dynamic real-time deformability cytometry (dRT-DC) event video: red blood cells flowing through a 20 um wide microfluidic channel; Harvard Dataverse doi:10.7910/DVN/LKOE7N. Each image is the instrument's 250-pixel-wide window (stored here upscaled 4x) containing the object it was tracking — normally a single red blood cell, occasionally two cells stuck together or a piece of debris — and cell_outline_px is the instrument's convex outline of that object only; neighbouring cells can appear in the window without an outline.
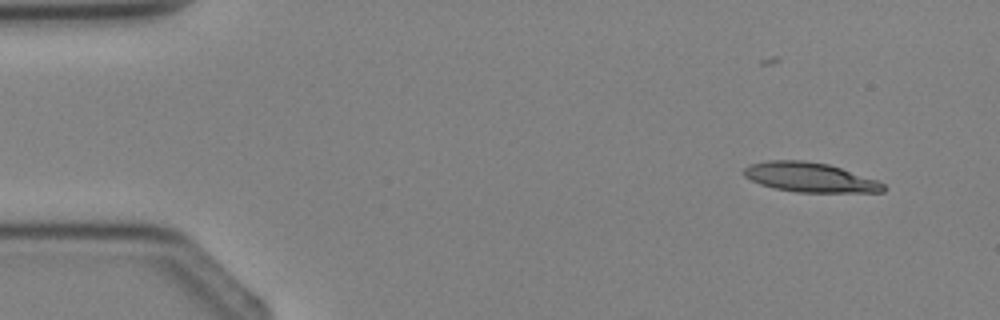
{"species": "Egyptian fruit bat (a non-hibernating species)", "species_latin": "Rousettus aegyptiacus", "temperature_condition": "cold", "stored_images_in_passage": 3, "camera_frame_rate_fps": 3000, "um_per_image_px": 0.085, "animal": {"sex": "female"}, "frame": {"image": 1, "passage_image": 1, "time_ms": 0.0, "image_size_px": [1000, 320], "cell_outline_px": [[884, 192], [796, 192], [776, 188], [760, 184], [744, 176], [744, 168], [748, 164], [772, 160], [800, 160], [828, 164], [876, 180], [884, 184]], "centroid_in_image_um": [68.81, 15.07], "position_along_channel_um": 16.2, "area_um2": 23.64}}
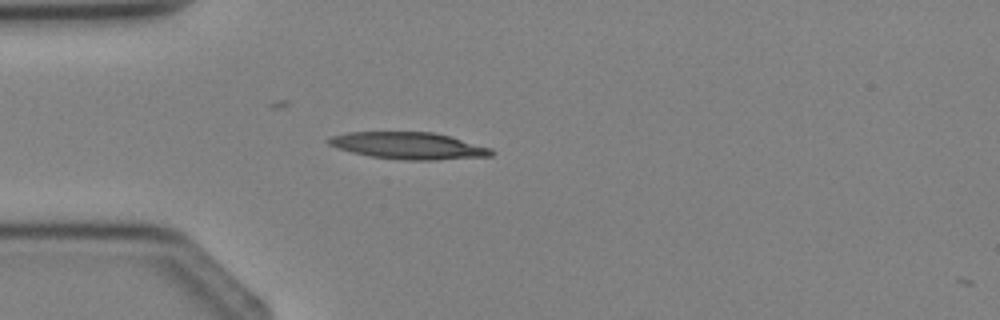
{"frame": {"image": 2, "passage_image": 3, "time_ms": 2.333, "image_size_px": [1000, 320], "cell_outline_px": [[496, 152], [492, 156], [436, 160], [404, 160], [372, 156], [352, 152], [336, 148], [328, 144], [324, 140], [332, 136], [348, 132], [432, 132], [448, 136], [492, 148]], "centroid_in_image_um": [34.73, 12.39], "position_along_channel_um": 50.3, "area_um2": 25.49}}